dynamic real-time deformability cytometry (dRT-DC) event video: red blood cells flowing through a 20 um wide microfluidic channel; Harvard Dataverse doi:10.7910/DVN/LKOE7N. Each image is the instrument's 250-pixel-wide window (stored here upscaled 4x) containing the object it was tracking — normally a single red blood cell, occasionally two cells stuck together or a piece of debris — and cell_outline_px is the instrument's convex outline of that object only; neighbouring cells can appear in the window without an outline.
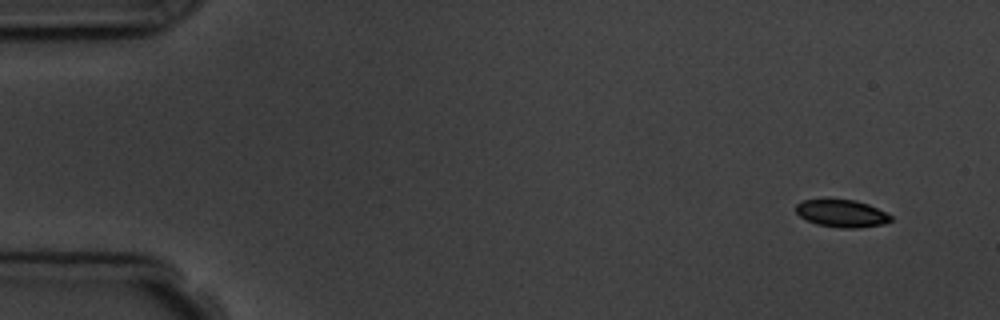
{"species": "common noctule bat (a hibernating species)", "species_latin": "Nyctalus noctula", "temperature_condition": "room temperature", "stored_images_in_passage": 5, "camera_frame_rate_fps": 3000, "um_per_image_px": 0.085, "animal": {"sex": "male", "body_mass_g": 19.5, "forearm_length_mm": 54.6}, "frame": {"image": 1, "passage_image": 1, "time_ms": 0.0, "image_size_px": [1000, 320], "cell_outline_px": [[892, 220], [884, 224], [860, 228], [840, 228], [816, 224], [800, 216], [796, 212], [796, 204], [804, 200], [856, 200], [868, 204], [892, 216]], "centroid_in_image_um": [71.56, 18.16], "position_along_channel_um": 13.4, "area_um2": 15.03}}
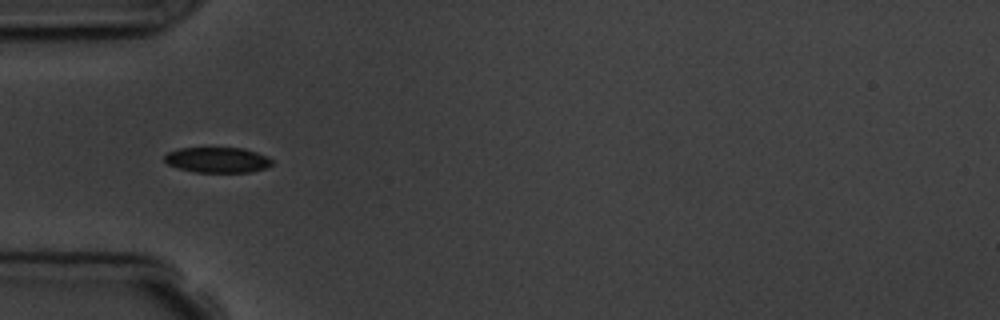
{"frame": {"image": 2, "passage_image": 5, "time_ms": 4.667, "image_size_px": [1000, 320], "cell_outline_px": [[272, 164], [264, 168], [252, 172], [196, 172], [180, 168], [168, 164], [164, 160], [164, 156], [168, 152], [180, 148], [244, 148], [268, 156], [272, 160]], "centroid_in_image_um": [18.5, 13.59], "position_along_channel_um": 66.5, "area_um2": 15.84}}